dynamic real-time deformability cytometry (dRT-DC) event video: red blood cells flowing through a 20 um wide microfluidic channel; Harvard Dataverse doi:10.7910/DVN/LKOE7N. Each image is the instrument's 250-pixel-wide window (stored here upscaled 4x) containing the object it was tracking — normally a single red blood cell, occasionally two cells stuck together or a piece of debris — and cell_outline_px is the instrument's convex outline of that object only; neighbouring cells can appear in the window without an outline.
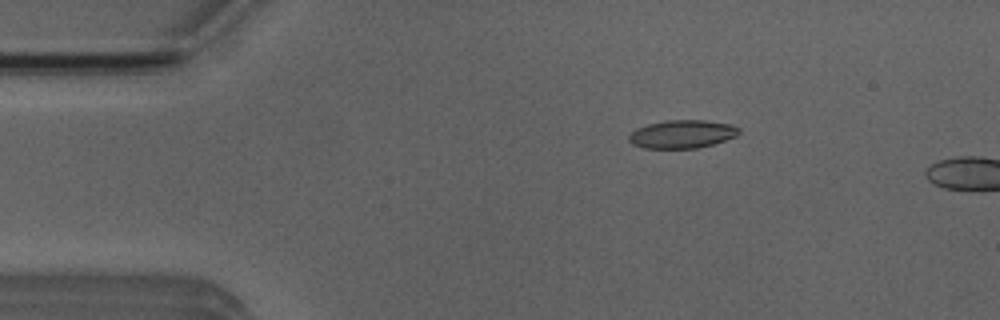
{"species": "Egyptian fruit bat (a non-hibernating species)", "species_latin": "Rousettus aegyptiacus", "temperature_condition": "room temperature", "stored_images_in_passage": 4, "camera_frame_rate_fps": 3000, "um_per_image_px": 0.085, "animal": {"sex": "male"}, "frame": {"image": 1, "passage_image": 3, "time_ms": 2.333, "image_size_px": [1000, 320], "cell_outline_px": [[740, 132], [736, 136], [712, 144], [696, 148], [644, 148], [632, 144], [628, 140], [628, 136], [636, 128], [648, 124], [664, 120], [704, 120], [732, 124], [740, 128]], "centroid_in_image_um": [57.97, 11.39], "position_along_channel_um": 27.0, "area_um2": 18.09}}